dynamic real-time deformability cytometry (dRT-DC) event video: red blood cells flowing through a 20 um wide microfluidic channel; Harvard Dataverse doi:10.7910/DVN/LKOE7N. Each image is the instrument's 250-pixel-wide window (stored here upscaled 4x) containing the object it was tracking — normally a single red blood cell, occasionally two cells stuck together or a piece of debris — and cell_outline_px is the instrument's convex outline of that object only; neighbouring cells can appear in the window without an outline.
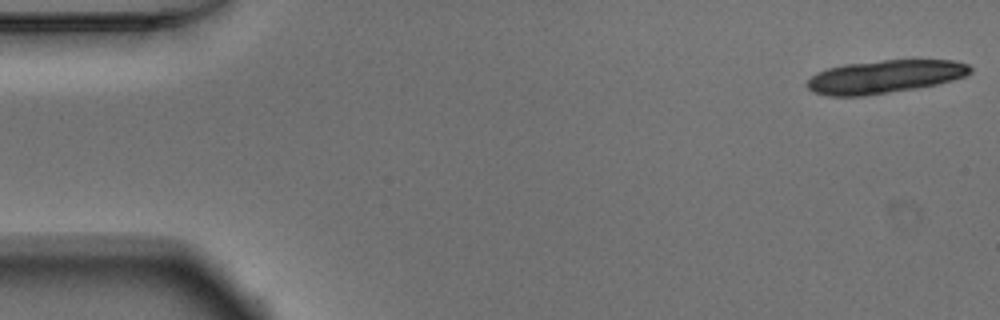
{"species": "Egyptian fruit bat (a non-hibernating species)", "species_latin": "Rousettus aegyptiacus", "temperature_condition": "warm", "stored_images_in_passage": 17, "camera_frame_rate_fps": 3000, "um_per_image_px": 0.085, "animal": {"sex": "male"}, "frame": {"image": 1, "passage_image": 1, "time_ms": 0.0, "image_size_px": [1000, 320], "cell_outline_px": [[972, 72], [964, 76], [952, 80], [936, 84], [916, 88], [864, 96], [828, 96], [812, 92], [804, 84], [816, 72], [828, 68], [844, 64], [884, 60], [952, 60], [968, 64], [972, 68]], "centroid_in_image_um": [75.16, 6.52], "position_along_channel_um": 9.8, "area_um2": 31.5}}